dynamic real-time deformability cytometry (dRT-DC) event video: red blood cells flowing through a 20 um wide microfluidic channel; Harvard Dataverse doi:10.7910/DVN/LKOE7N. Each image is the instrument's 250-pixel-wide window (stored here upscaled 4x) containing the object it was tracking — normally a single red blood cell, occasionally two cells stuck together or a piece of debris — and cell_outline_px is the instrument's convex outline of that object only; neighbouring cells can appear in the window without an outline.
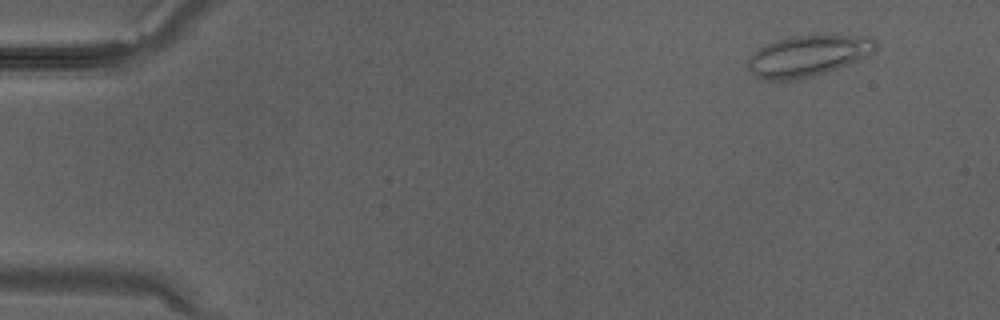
{"species": "Egyptian fruit bat (a non-hibernating species)", "species_latin": "Rousettus aegyptiacus", "temperature_condition": "warm", "stored_images_in_passage": 32, "camera_frame_rate_fps": 3000, "um_per_image_px": 0.085, "animal": {"sex": "male"}, "frame": {"image": 1, "passage_image": 1, "time_ms": 0.0, "image_size_px": [1000, 320], "cell_outline_px": [[876, 48], [872, 52], [848, 64], [812, 76], [796, 80], [760, 80], [748, 68], [748, 60], [760, 48], [776, 40], [792, 36], [872, 36], [876, 40]], "centroid_in_image_um": [68.66, 4.75], "position_along_channel_um": 16.3, "area_um2": 29.88}}
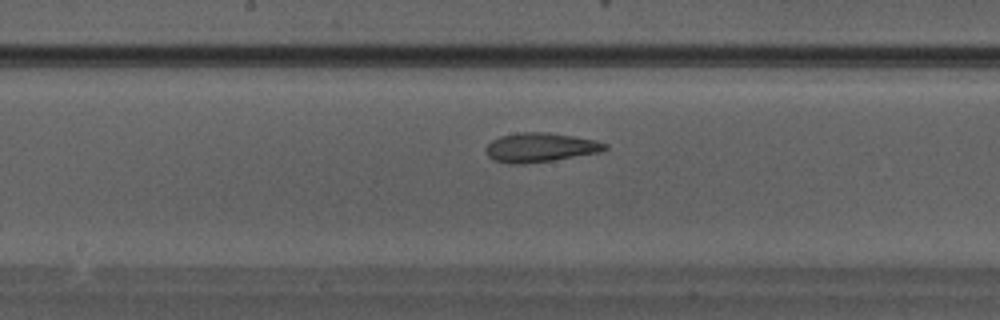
{"frame": {"image": 2, "passage_image": 16, "time_ms": 5.0, "image_size_px": [1000, 320], "cell_outline_px": [[608, 148], [604, 152], [552, 160], [524, 164], [508, 164], [492, 160], [488, 156], [484, 148], [492, 140], [500, 136], [520, 132], [548, 132], [596, 140], [608, 144]], "centroid_in_image_um": [45.93, 12.54], "position_along_channel_um": 202.3, "area_um2": 20.52}}
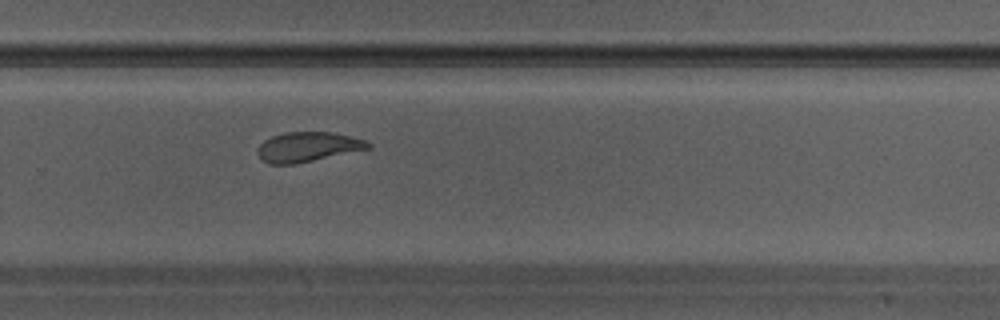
{"frame": {"image": 3, "passage_image": 21, "time_ms": 6.667, "image_size_px": [1000, 320], "cell_outline_px": [[372, 148], [292, 164], [268, 164], [260, 160], [256, 152], [256, 148], [264, 140], [272, 136], [284, 132], [332, 132], [364, 140], [372, 144]], "centroid_in_image_um": [26.1, 12.49], "position_along_channel_um": 303.7, "area_um2": 19.13}}